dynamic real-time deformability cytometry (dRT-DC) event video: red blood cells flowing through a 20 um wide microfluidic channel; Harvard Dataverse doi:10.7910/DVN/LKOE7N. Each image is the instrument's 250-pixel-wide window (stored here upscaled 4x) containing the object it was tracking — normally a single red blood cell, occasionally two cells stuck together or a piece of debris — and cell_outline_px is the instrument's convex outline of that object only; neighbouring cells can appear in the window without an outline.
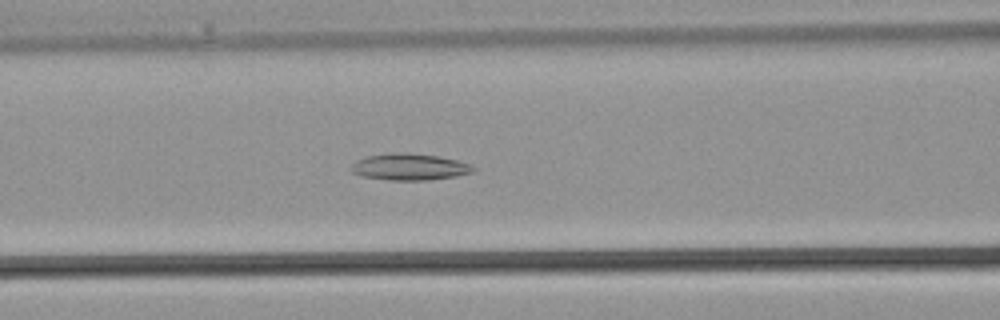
{"species": "common noctule bat (a hibernating species)", "species_latin": "Nyctalus noctula", "temperature_condition": "warm", "stored_images_in_passage": 33, "camera_frame_rate_fps": 3000, "um_per_image_px": 0.085, "animal": {"sex": "male", "body_mass_g": 21.5, "forearm_length_mm": 52.0}, "frame": {"image": 1, "passage_image": 12, "time_ms": 3.667, "image_size_px": [1000, 320], "cell_outline_px": [[476, 168], [472, 172], [456, 176], [428, 180], [388, 180], [360, 176], [352, 172], [348, 168], [356, 160], [364, 156], [392, 152], [404, 152], [436, 156], [456, 160], [468, 164]], "centroid_in_image_um": [34.72, 14.18], "position_along_channel_um": 131.9, "area_um2": 19.02}}
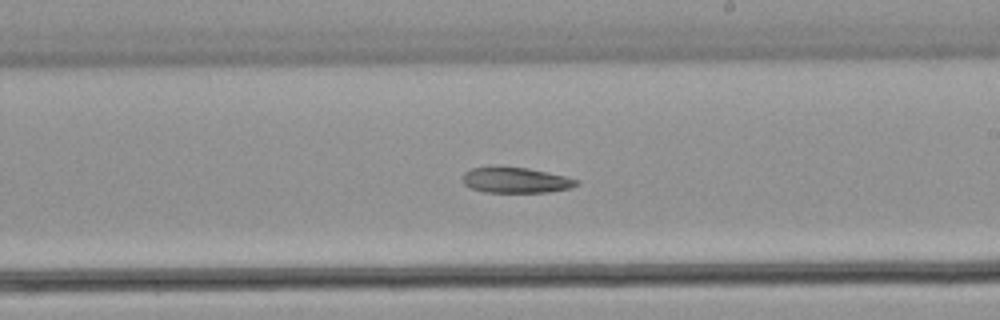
{"frame": {"image": 2, "passage_image": 18, "time_ms": 5.667, "image_size_px": [1000, 320], "cell_outline_px": [[580, 184], [572, 188], [548, 192], [484, 192], [472, 188], [464, 184], [460, 180], [464, 172], [472, 168], [496, 164], [528, 168], [564, 176], [580, 180]], "centroid_in_image_um": [43.79, 15.28], "position_along_channel_um": 245.2, "area_um2": 17.57}}
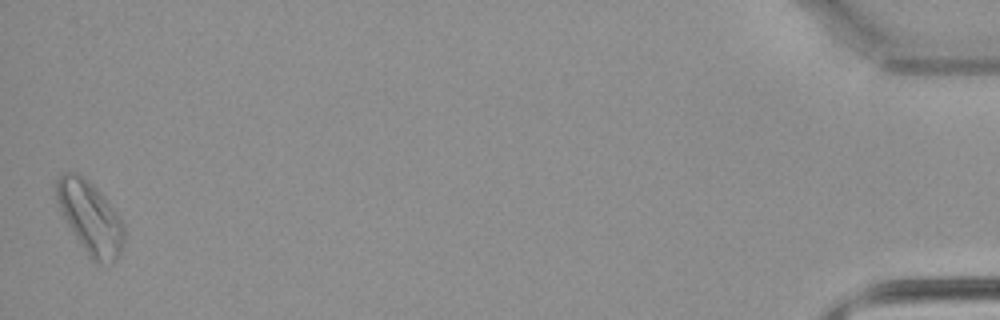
{"frame": {"image": 3, "passage_image": 33, "time_ms": 10.667, "image_size_px": [1000, 320], "cell_outline_px": [[124, 244], [120, 252], [112, 264], [96, 264], [88, 256], [60, 212], [56, 200], [56, 180], [64, 172], [76, 172], [88, 180], [104, 196], [124, 224]], "centroid_in_image_um": [7.66, 18.52], "position_along_channel_um": 427.5, "area_um2": 28.5}}